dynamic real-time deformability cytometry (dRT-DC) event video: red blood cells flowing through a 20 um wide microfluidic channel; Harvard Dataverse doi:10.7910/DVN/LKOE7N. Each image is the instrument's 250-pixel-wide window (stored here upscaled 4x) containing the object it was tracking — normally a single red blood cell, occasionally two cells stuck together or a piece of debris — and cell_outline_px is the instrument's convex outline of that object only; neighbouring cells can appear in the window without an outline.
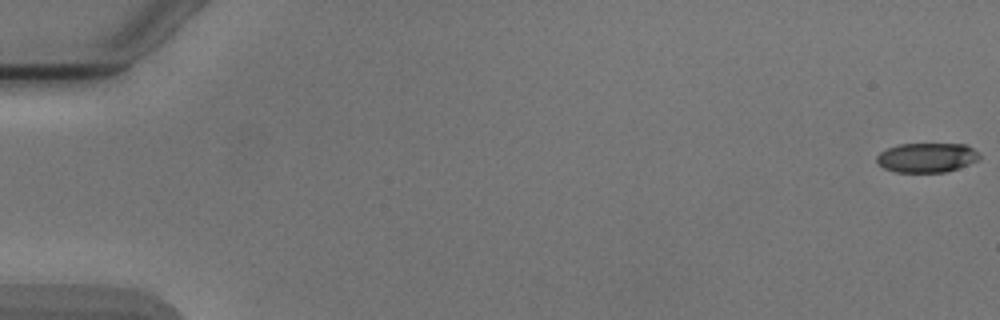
{"species": "Egyptian fruit bat (a non-hibernating species)", "species_latin": "Rousettus aegyptiacus", "temperature_condition": "cold", "stored_images_in_passage": 7, "camera_frame_rate_fps": 3000, "um_per_image_px": 0.085, "animal": {"sex": "male"}, "frame": {"image": 1, "passage_image": 1, "time_ms": 0.0, "image_size_px": [1000, 320], "cell_outline_px": [[980, 156], [976, 160], [968, 164], [944, 172], [896, 172], [884, 168], [876, 160], [876, 156], [880, 152], [888, 148], [900, 144], [964, 144], [972, 148]], "centroid_in_image_um": [78.73, 13.39], "position_along_channel_um": 6.3, "area_um2": 17.34}}
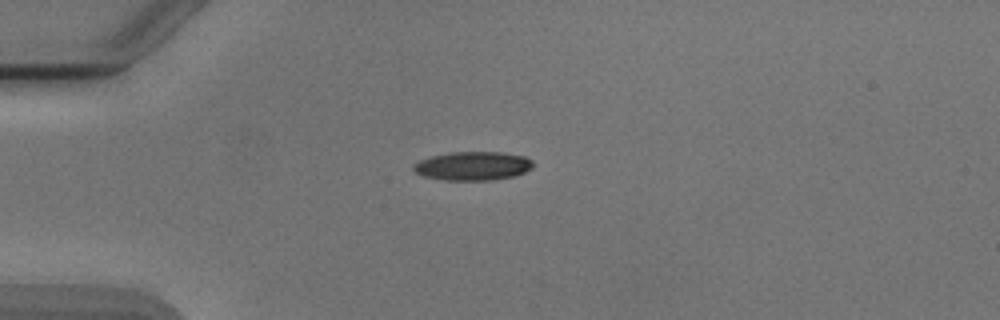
{"frame": {"image": 2, "passage_image": 5, "time_ms": 4.667, "image_size_px": [1000, 320], "cell_outline_px": [[532, 168], [524, 172], [512, 176], [492, 180], [444, 180], [424, 176], [416, 172], [412, 168], [412, 164], [420, 160], [432, 156], [452, 152], [500, 152], [524, 156], [532, 160]], "centroid_in_image_um": [40.17, 14.1], "position_along_channel_um": 44.8, "area_um2": 19.88}}
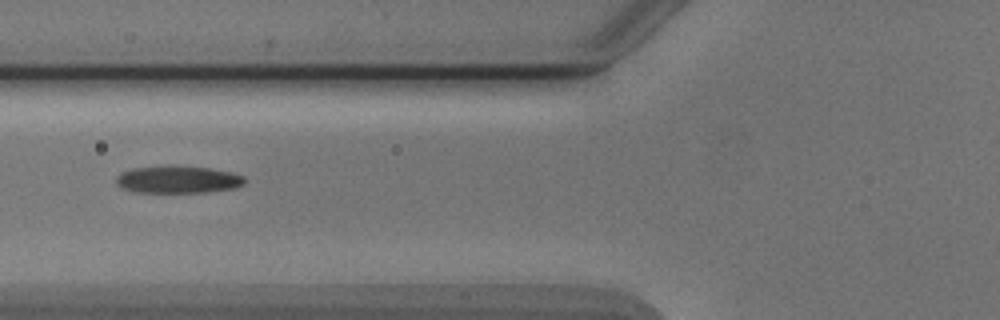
{"frame": {"image": 3, "passage_image": 7, "time_ms": 7.0, "image_size_px": [1000, 320], "cell_outline_px": [[248, 180], [244, 184], [236, 188], [208, 192], [140, 192], [124, 188], [116, 184], [116, 176], [120, 172], [132, 168], [168, 164], [172, 164], [208, 168], [232, 172], [244, 176]], "centroid_in_image_um": [15.15, 15.23], "position_along_channel_um": 110.6, "area_um2": 20.92}}